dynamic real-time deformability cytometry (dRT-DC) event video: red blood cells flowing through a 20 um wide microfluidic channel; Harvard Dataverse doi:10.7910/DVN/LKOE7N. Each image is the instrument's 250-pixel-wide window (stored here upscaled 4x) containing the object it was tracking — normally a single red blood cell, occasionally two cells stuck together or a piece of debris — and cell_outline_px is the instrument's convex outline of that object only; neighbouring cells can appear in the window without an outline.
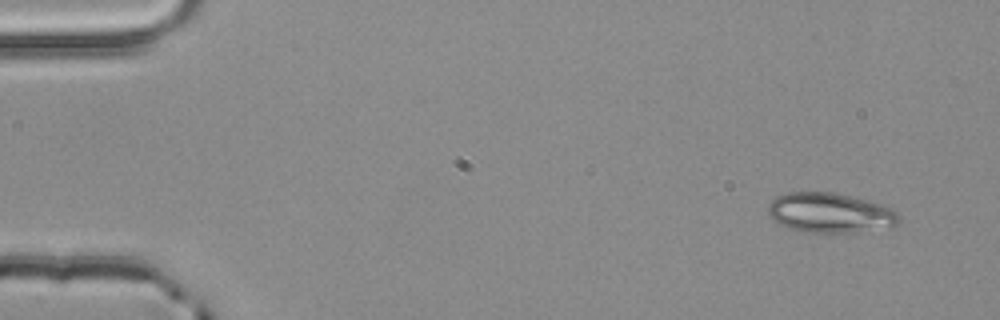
{"species": "common noctule bat (a hibernating species)", "species_latin": "Nyctalus noctula", "temperature_condition": "room temperature", "stored_images_in_passage": 4, "camera_frame_rate_fps": 3000, "um_per_image_px": 0.085, "animal": {"sex": "male", "body_mass_g": 20.4}, "frame": {"image": 1, "passage_image": 1, "time_ms": 0.0, "image_size_px": [1000, 320], "cell_outline_px": [[900, 220], [892, 228], [852, 232], [804, 232], [780, 224], [772, 220], [768, 212], [768, 204], [776, 196], [788, 192], [836, 192], [884, 204], [892, 208], [900, 216]], "centroid_in_image_um": [70.59, 18.08], "position_along_channel_um": 14.4, "area_um2": 30.69}}